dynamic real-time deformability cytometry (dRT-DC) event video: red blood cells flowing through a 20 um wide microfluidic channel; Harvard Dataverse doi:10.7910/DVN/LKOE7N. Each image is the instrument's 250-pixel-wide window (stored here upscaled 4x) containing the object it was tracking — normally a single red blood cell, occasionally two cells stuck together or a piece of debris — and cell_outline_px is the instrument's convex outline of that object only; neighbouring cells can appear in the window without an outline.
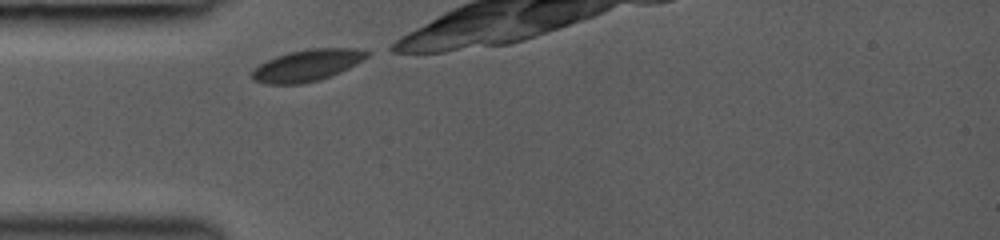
{"species": "common noctule bat (a hibernating species)", "species_latin": "Nyctalus noctula", "temperature_condition": "room temperature", "stored_images_in_passage": 10, "camera_frame_rate_fps": 3000, "um_per_image_px": 0.085, "animal": {"sex": "female", "body_mass_g": 19.0, "forearm_length_mm": 53.3}, "frame": {"image": 1, "passage_image": 1, "time_ms": 0.0, "image_size_px": [1000, 240], "cell_outline_px": [[368, 56], [364, 60], [332, 76], [300, 84], [264, 84], [252, 80], [252, 72], [260, 64], [276, 56], [288, 52], [308, 48], [356, 48], [368, 52]], "centroid_in_image_um": [26.1, 5.55], "position_along_channel_um": 58.9, "area_um2": 21.1}}
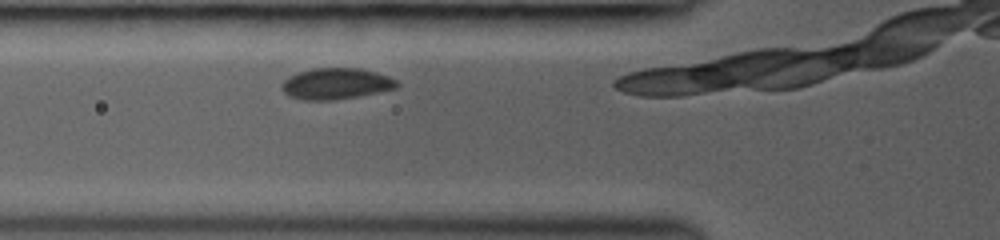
{"frame": {"image": 2, "passage_image": 4, "time_ms": 1.0, "image_size_px": [1000, 240], "cell_outline_px": [[400, 84], [396, 88], [360, 96], [332, 100], [304, 100], [288, 96], [280, 88], [280, 84], [288, 76], [312, 68], [360, 68], [376, 72], [388, 76], [396, 80]], "centroid_in_image_um": [28.54, 7.11], "position_along_channel_um": 97.3, "area_um2": 21.04}}
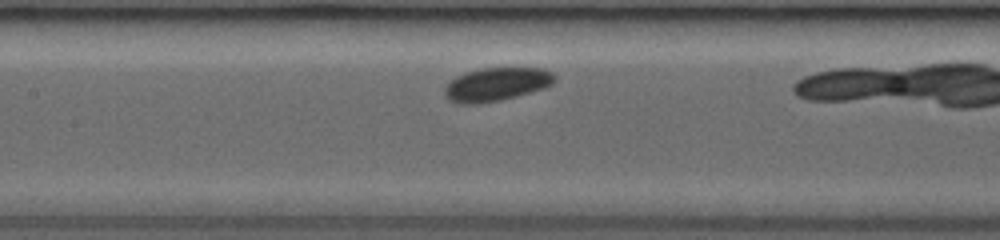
{"frame": {"image": 3, "passage_image": 9, "time_ms": 2.667, "image_size_px": [1000, 240], "cell_outline_px": [[556, 80], [552, 84], [544, 88], [516, 96], [500, 100], [476, 104], [460, 104], [448, 100], [444, 96], [444, 88], [456, 76], [464, 72], [480, 68], [544, 68], [552, 72], [556, 76]], "centroid_in_image_um": [42.19, 7.16], "position_along_channel_um": 165.2, "area_um2": 21.56}}